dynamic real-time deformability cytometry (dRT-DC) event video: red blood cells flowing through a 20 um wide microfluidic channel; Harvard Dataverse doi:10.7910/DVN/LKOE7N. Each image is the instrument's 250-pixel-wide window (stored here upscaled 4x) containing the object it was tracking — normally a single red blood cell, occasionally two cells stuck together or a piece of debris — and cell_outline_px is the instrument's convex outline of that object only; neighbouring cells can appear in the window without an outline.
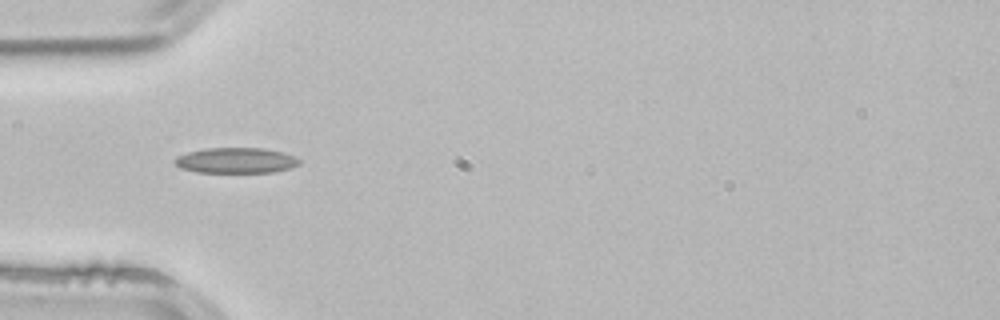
{"species": "common noctule bat (a hibernating species)", "species_latin": "Nyctalus noctula", "temperature_condition": "room temperature", "stored_images_in_passage": 1, "camera_frame_rate_fps": 3000, "um_per_image_px": 0.085, "animal": {"sex": "male", "body_mass_g": 21.5, "forearm_length_mm": 52.0}, "frame": {"image": 1, "passage_image": 1, "time_ms": 0.0, "image_size_px": [1000, 320], "cell_outline_px": [[300, 164], [292, 168], [272, 172], [196, 172], [180, 168], [172, 160], [176, 156], [188, 152], [208, 148], [264, 148], [284, 152], [296, 156], [300, 160]], "centroid_in_image_um": [20.08, 13.63], "position_along_channel_um": 64.9, "area_um2": 18.67}}